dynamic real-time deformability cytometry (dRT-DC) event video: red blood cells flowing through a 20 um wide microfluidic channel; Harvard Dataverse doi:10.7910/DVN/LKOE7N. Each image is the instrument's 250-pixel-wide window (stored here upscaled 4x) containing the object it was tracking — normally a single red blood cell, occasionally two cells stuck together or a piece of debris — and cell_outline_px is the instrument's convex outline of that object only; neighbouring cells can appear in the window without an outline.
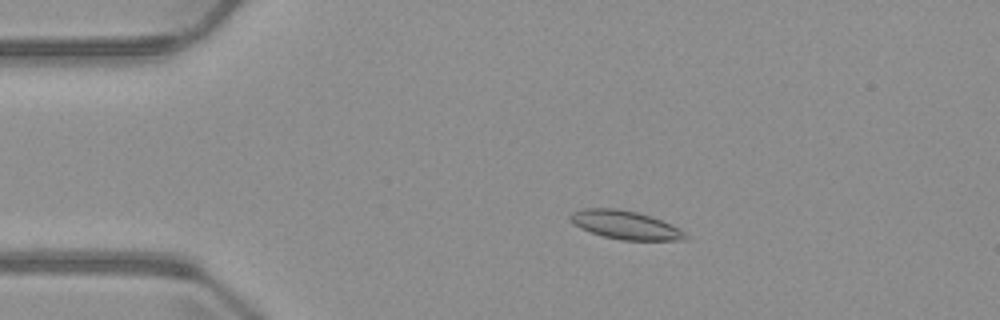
{"species": "common noctule bat (a hibernating species)", "species_latin": "Nyctalus noctula", "temperature_condition": "warm", "stored_images_in_passage": 6, "camera_frame_rate_fps": 3000, "um_per_image_px": 0.085, "animal": {"sex": "male", "body_mass_g": 23.1, "forearm_length_mm": 52.7}, "frame": {"image": 1, "passage_image": 4, "time_ms": 3.333, "image_size_px": [1000, 320], "cell_outline_px": [[688, 240], [620, 240], [604, 236], [580, 228], [568, 216], [572, 212], [584, 208], [616, 208], [636, 212], [652, 216], [672, 224], [680, 228], [688, 236]], "centroid_in_image_um": [53.2, 19.12], "position_along_channel_um": 31.8, "area_um2": 19.07}}
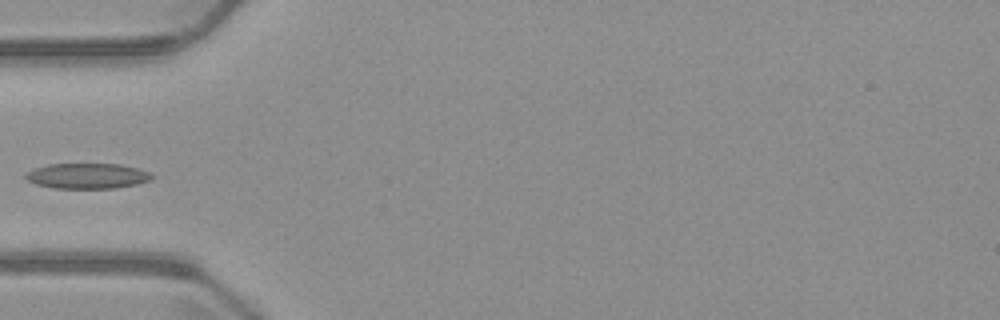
{"frame": {"image": 2, "passage_image": 6, "time_ms": 5.667, "image_size_px": [1000, 320], "cell_outline_px": [[156, 176], [152, 180], [136, 184], [116, 188], [52, 188], [36, 184], [28, 180], [24, 176], [28, 172], [36, 168], [48, 164], [120, 164], [140, 168]], "centroid_in_image_um": [7.48, 14.95], "position_along_channel_um": 77.5, "area_um2": 18.73}}